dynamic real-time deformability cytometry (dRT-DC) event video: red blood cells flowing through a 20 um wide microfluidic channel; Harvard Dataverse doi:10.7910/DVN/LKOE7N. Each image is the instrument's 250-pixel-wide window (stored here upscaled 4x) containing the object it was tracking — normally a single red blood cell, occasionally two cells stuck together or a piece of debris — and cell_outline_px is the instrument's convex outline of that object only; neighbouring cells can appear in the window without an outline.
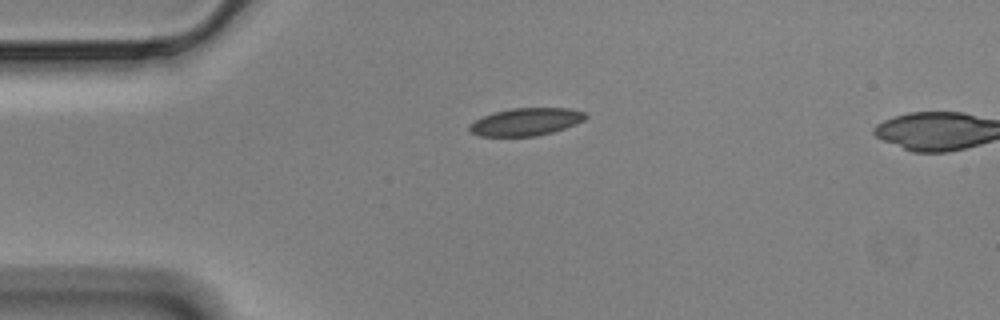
{"species": "Egyptian fruit bat (a non-hibernating species)", "species_latin": "Rousettus aegyptiacus", "temperature_condition": "cold", "stored_images_in_passage": 45, "camera_frame_rate_fps": 3000, "um_per_image_px": 0.085, "animal": {"sex": "male"}, "frame": {"image": 1, "passage_image": 1, "time_ms": 0.0, "image_size_px": [1000, 320], "cell_outline_px": [[588, 116], [584, 120], [576, 124], [552, 132], [536, 136], [480, 136], [472, 132], [468, 128], [468, 124], [492, 112], [512, 108], [568, 108], [584, 112]], "centroid_in_image_um": [44.7, 10.35], "position_along_channel_um": 40.3, "area_um2": 18.61}}
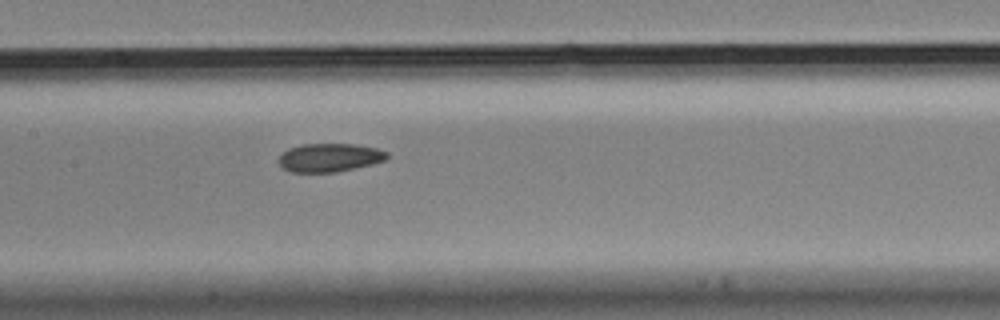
{"frame": {"image": 2, "passage_image": 15, "time_ms": 4.667, "image_size_px": [1000, 320], "cell_outline_px": [[388, 156], [384, 160], [372, 164], [336, 172], [292, 172], [280, 168], [276, 160], [288, 148], [300, 144], [352, 144], [376, 148], [388, 152]], "centroid_in_image_um": [27.95, 13.4], "position_along_channel_um": 179.5, "area_um2": 18.03}}
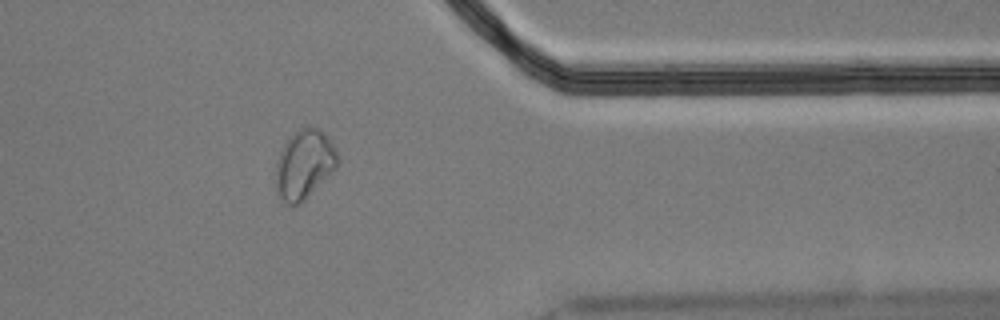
{"frame": {"image": 3, "passage_image": 34, "time_ms": 11.0, "image_size_px": [1000, 320], "cell_outline_px": [[336, 168], [300, 204], [288, 204], [280, 196], [276, 188], [276, 164], [280, 152], [284, 144], [300, 128], [308, 124], [320, 128], [324, 132], [336, 148]], "centroid_in_image_um": [25.87, 13.93], "position_along_channel_um": 385.5, "area_um2": 24.51}, "authors_computed_cell_mechanics": {"area_um2": 18.9584, "velocity_mm_per_s": 3.4908, "shape_relaxation_time_tau1_ms": null, "shape_relaxation_time_tau2_ms": 4.1428, "deformation_change_tau1": null, "deformation_change_tau2": 0.0836}}